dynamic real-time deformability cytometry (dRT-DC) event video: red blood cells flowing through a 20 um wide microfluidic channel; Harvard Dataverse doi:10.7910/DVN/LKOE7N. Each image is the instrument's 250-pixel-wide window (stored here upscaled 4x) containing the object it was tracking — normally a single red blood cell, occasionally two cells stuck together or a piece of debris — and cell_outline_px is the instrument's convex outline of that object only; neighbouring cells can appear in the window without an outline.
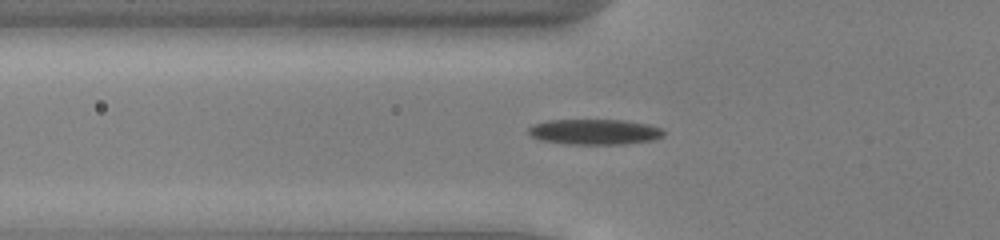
{"species": "common noctule bat (a hibernating species)", "species_latin": "Nyctalus noctula", "temperature_condition": "cold", "stored_images_in_passage": 32, "camera_frame_rate_fps": 3000, "um_per_image_px": 0.085, "animal": {"sex": "male", "body_mass_g": 13.0, "forearm_length_mm": 53.1}, "frame": {"image": 1, "passage_image": 3, "time_ms": 0.667, "image_size_px": [1000, 240], "cell_outline_px": [[664, 136], [656, 140], [624, 144], [568, 144], [540, 140], [532, 136], [528, 132], [528, 128], [532, 124], [548, 120], [624, 120], [648, 124], [660, 128], [664, 132]], "centroid_in_image_um": [50.55, 11.21], "position_along_channel_um": 75.2, "area_um2": 20.17}}
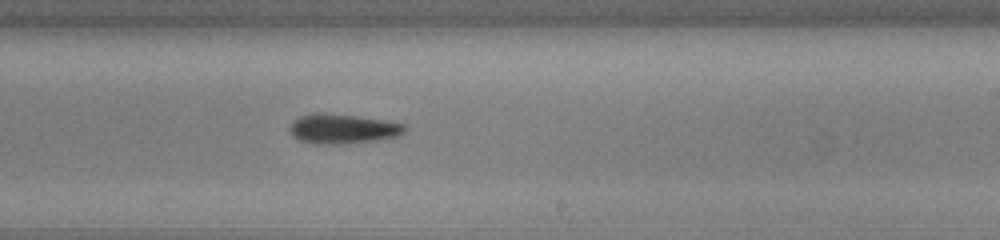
{"frame": {"image": 2, "passage_image": 17, "time_ms": 5.333, "image_size_px": [1000, 240], "cell_outline_px": [[408, 128], [400, 136], [376, 140], [340, 144], [312, 144], [296, 140], [292, 136], [288, 128], [292, 120], [300, 116], [316, 112], [320, 112], [388, 120], [408, 124]], "centroid_in_image_um": [29.13, 10.95], "position_along_channel_um": 259.9, "area_um2": 20.4}}
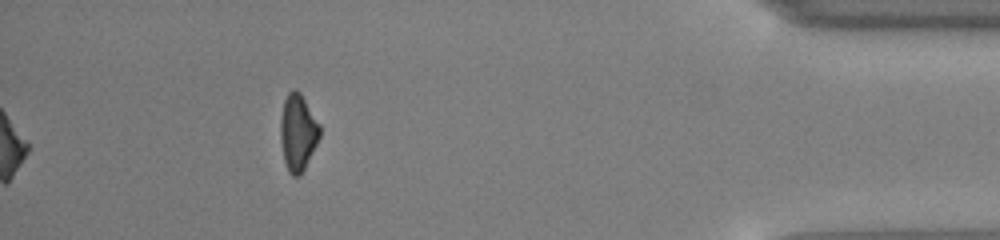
{"frame": {"image": 3, "passage_image": 32, "time_ms": 10.333, "image_size_px": [1000, 240], "cell_outline_px": [[320, 136], [300, 176], [292, 176], [288, 172], [284, 160], [280, 140], [280, 116], [284, 100], [288, 92], [292, 88], [300, 92], [320, 124]], "centroid_in_image_um": [25.3, 11.23], "position_along_channel_um": 409.9, "area_um2": 17.57}, "authors_computed_cell_mechanics": {"area_um2": 19.5942, "velocity_mm_per_s": 3.9564, "shape_relaxation_time_tau1_ms": 2.3575, "shape_relaxation_time_tau2_ms": null, "deformation_change_tau1": 0.1066, "deformation_change_tau2": null}}